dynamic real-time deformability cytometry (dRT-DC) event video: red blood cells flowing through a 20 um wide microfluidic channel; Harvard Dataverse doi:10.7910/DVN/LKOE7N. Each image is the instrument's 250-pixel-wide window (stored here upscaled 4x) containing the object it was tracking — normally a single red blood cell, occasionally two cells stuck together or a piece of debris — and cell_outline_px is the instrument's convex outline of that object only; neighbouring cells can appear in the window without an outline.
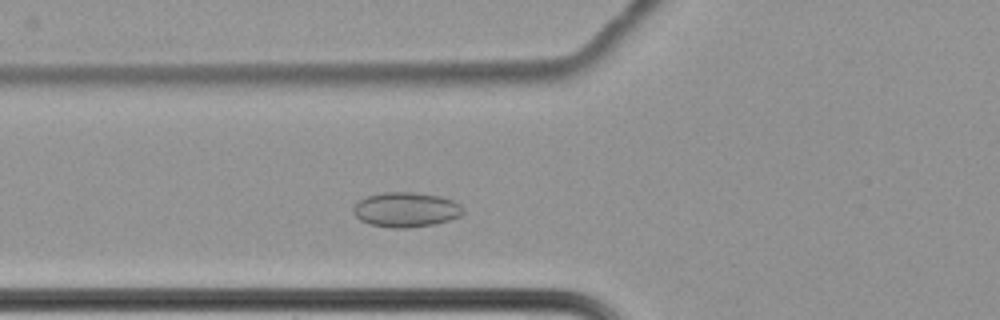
{"species": "common noctule bat (a hibernating species)", "species_latin": "Nyctalus noctula", "temperature_condition": "cold", "stored_images_in_passage": 52, "camera_frame_rate_fps": 3000, "um_per_image_px": 0.085, "animal": {"sex": "female", "body_mass_g": 22.7, "forearm_length_mm": 54.2}, "frame": {"image": 1, "passage_image": 14, "time_ms": 4.333, "image_size_px": [1000, 320], "cell_outline_px": [[464, 212], [460, 216], [436, 224], [408, 228], [392, 228], [372, 224], [360, 220], [352, 212], [352, 208], [360, 200], [368, 196], [384, 192], [412, 192], [440, 196], [452, 200], [460, 204], [464, 208]], "centroid_in_image_um": [34.53, 17.82], "position_along_channel_um": 91.3, "area_um2": 22.25}}
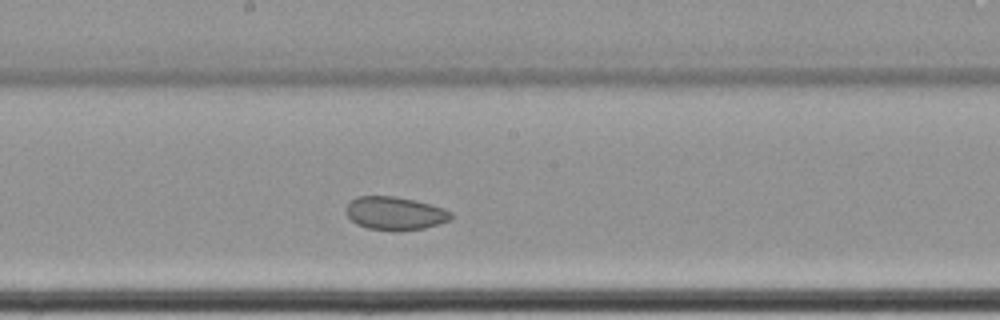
{"frame": {"image": 2, "passage_image": 25, "time_ms": 8.0, "image_size_px": [1000, 320], "cell_outline_px": [[452, 216], [448, 220], [424, 228], [400, 232], [396, 232], [368, 228], [356, 224], [348, 216], [344, 208], [356, 196], [392, 196], [412, 200], [444, 208], [452, 212]], "centroid_in_image_um": [33.54, 18.15], "position_along_channel_um": 214.7, "area_um2": 20.29}}
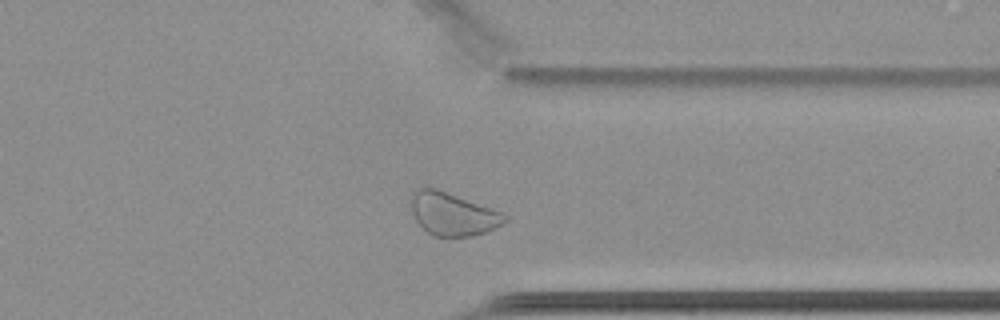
{"frame": {"image": 3, "passage_image": 39, "time_ms": 12.667, "image_size_px": [1000, 320], "cell_outline_px": [[508, 220], [484, 232], [472, 236], [432, 236], [416, 220], [408, 204], [408, 200], [412, 192], [416, 188], [436, 188], [500, 212], [508, 216]], "centroid_in_image_um": [38.39, 18.17], "position_along_channel_um": 373.0, "area_um2": 23.12}, "authors_computed_cell_mechanics": {"area_um2": 22.4264, "velocity_mm_per_s": 3.38, "shape_relaxation_time_tau1_ms": null, "shape_relaxation_time_tau2_ms": 2.6297, "deformation_change_tau1": null, "deformation_change_tau2": 0.0561}}